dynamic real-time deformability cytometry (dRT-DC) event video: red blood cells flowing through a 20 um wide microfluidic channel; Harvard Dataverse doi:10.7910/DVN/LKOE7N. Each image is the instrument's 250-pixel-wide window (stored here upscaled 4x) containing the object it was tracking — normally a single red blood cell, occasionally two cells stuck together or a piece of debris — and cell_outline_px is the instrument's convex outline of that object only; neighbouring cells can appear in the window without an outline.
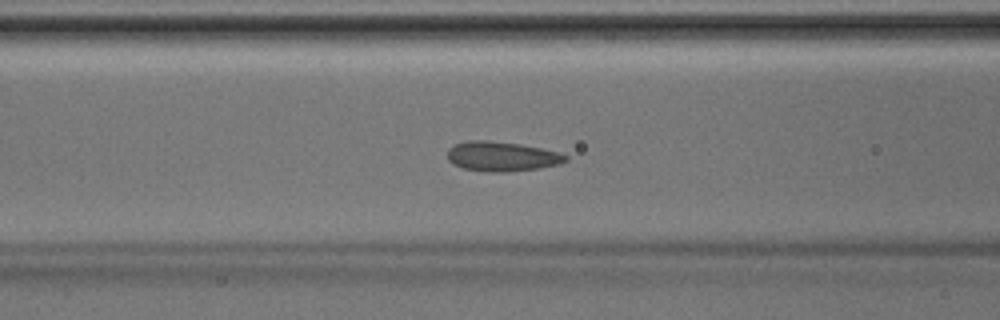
{"species": "Egyptian fruit bat (a non-hibernating species)", "species_latin": "Rousettus aegyptiacus", "temperature_condition": "room temperature", "stored_images_in_passage": 43, "camera_frame_rate_fps": 3000, "um_per_image_px": 0.085, "animal": {"sex": "male"}, "frame": {"image": 1, "passage_image": 16, "time_ms": 5.0, "image_size_px": [1000, 320], "cell_outline_px": [[568, 160], [560, 164], [540, 168], [504, 172], [488, 172], [464, 168], [448, 160], [448, 148], [452, 144], [468, 140], [488, 140], [520, 144], [540, 148], [556, 152], [568, 156]], "centroid_in_image_um": [42.64, 13.29], "position_along_channel_um": 124.0, "area_um2": 20.4}}
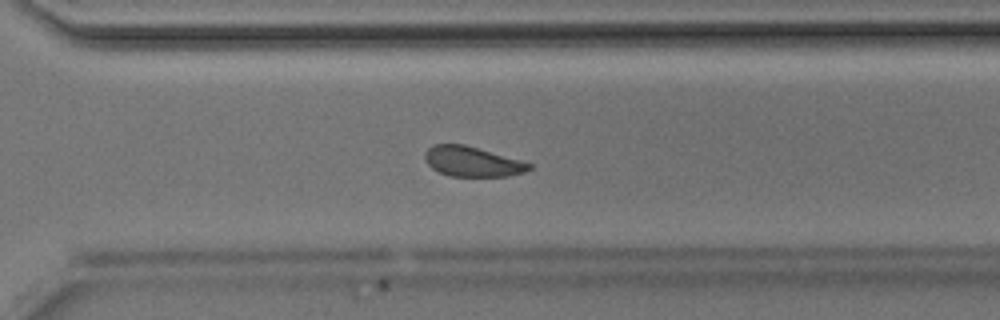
{"frame": {"image": 2, "passage_image": 30, "time_ms": 9.667, "image_size_px": [1000, 320], "cell_outline_px": [[532, 168], [524, 172], [508, 176], [452, 176], [440, 172], [432, 168], [428, 164], [424, 156], [424, 152], [432, 144], [464, 144], [520, 160], [532, 164]], "centroid_in_image_um": [40.13, 13.73], "position_along_channel_um": 330.5, "area_um2": 18.09}}
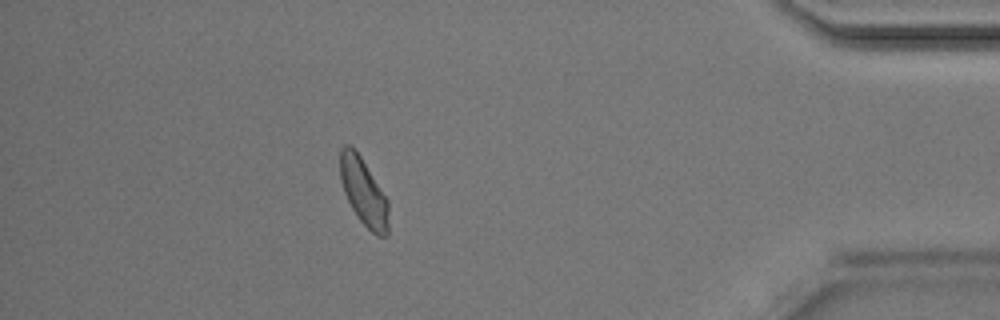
{"frame": {"image": 3, "passage_image": 38, "time_ms": 12.333, "image_size_px": [1000, 320], "cell_outline_px": [[388, 236], [376, 236], [360, 220], [352, 208], [344, 192], [340, 180], [340, 148], [344, 144], [352, 144], [360, 156], [388, 200]], "centroid_in_image_um": [30.89, 16.29], "position_along_channel_um": 404.3, "area_um2": 18.9}}